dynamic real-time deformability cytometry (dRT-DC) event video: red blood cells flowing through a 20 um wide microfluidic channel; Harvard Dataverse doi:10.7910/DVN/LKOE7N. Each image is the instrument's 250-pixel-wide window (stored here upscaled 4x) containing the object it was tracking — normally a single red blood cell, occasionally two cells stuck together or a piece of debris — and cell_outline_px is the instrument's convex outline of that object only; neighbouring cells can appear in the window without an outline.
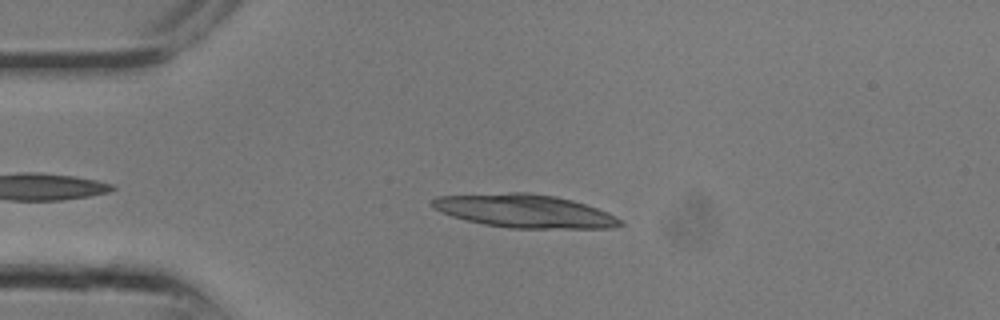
{"species": "common noctule bat (a hibernating species)", "species_latin": "Nyctalus noctula", "temperature_condition": "room temperature", "stored_images_in_passage": 7, "camera_frame_rate_fps": 3000, "um_per_image_px": 0.085, "animal": {"sex": "male", "body_mass_g": 13.3}, "frame": {"image": 1, "passage_image": 4, "time_ms": 1.0, "image_size_px": [1000, 320], "cell_outline_px": [[624, 224], [612, 228], [508, 228], [484, 224], [452, 216], [440, 212], [432, 204], [432, 200], [436, 196], [512, 192], [528, 192], [556, 196], [572, 200], [608, 212], [616, 216]], "centroid_in_image_um": [44.61, 17.93], "position_along_channel_um": 40.4, "area_um2": 36.3}}